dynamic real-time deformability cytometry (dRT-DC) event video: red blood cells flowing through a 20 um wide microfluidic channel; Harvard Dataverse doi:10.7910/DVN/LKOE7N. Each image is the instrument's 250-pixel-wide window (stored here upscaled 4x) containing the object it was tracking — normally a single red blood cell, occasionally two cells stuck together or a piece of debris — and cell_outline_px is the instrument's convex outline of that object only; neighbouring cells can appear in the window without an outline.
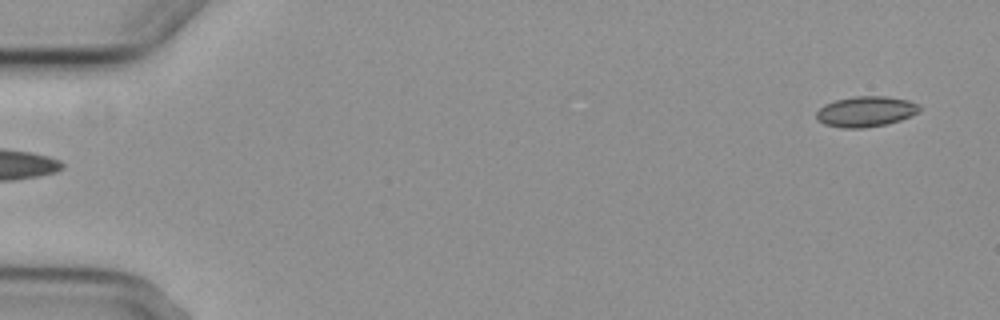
{"species": "common noctule bat (a hibernating species)", "species_latin": "Nyctalus noctula", "temperature_condition": "cold", "stored_images_in_passage": 5, "segment_of_instrument_passage": [2, 2], "camera_frame_rate_fps": 3000, "um_per_image_px": 0.085, "animal": {"sex": "female", "body_mass_g": 29.2, "forearm_length_mm": 56.3}, "frame": {"image": 1, "passage_image": 5, "time_ms": 4.667, "image_size_px": [1000, 320], "cell_outline_px": [[920, 108], [912, 116], [900, 120], [884, 124], [864, 128], [844, 128], [824, 124], [816, 120], [816, 112], [824, 104], [836, 100], [852, 96], [884, 96], [908, 100], [920, 104]], "centroid_in_image_um": [73.57, 9.47], "position_along_channel_um": 11.4, "area_um2": 18.32}}